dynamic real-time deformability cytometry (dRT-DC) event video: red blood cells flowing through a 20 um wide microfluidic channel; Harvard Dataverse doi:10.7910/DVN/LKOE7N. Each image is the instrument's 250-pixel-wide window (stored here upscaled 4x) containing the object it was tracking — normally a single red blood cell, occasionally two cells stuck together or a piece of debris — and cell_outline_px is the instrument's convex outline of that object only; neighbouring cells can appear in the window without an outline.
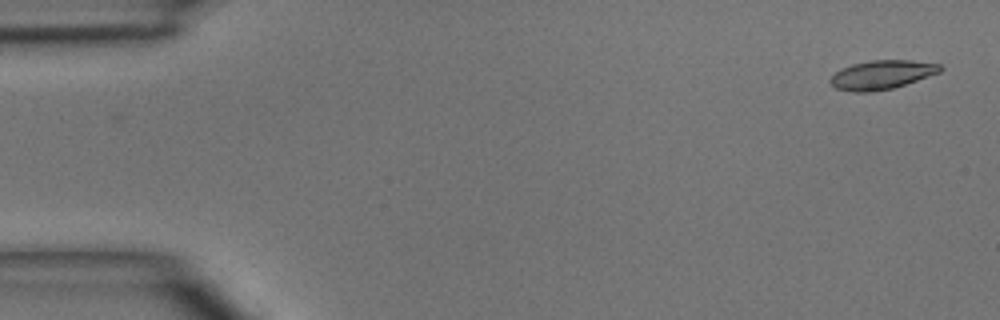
{"species": "common noctule bat (a hibernating species)", "species_latin": "Nyctalus noctula", "temperature_condition": "room temperature", "stored_images_in_passage": 4, "camera_frame_rate_fps": 3000, "um_per_image_px": 0.085, "animal": {"sex": "male", "body_mass_g": 15.6}, "frame": {"image": 1, "passage_image": 1, "time_ms": 0.0, "image_size_px": [1000, 320], "cell_outline_px": [[944, 68], [940, 72], [892, 88], [872, 92], [852, 92], [836, 88], [828, 80], [840, 68], [852, 64], [872, 60], [912, 60], [940, 64]], "centroid_in_image_um": [74.93, 6.35], "position_along_channel_um": 10.1, "area_um2": 18.44}}
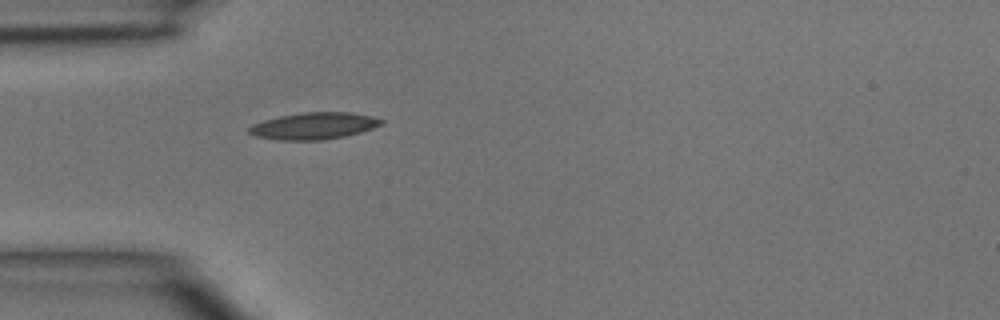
{"frame": {"image": 2, "passage_image": 4, "time_ms": 4.0, "image_size_px": [1000, 320], "cell_outline_px": [[384, 124], [360, 132], [344, 136], [320, 140], [280, 140], [256, 136], [248, 132], [248, 128], [252, 124], [264, 120], [280, 116], [300, 112], [352, 112], [372, 116], [384, 120]], "centroid_in_image_um": [26.69, 10.69], "position_along_channel_um": 58.3, "area_um2": 20.63}}